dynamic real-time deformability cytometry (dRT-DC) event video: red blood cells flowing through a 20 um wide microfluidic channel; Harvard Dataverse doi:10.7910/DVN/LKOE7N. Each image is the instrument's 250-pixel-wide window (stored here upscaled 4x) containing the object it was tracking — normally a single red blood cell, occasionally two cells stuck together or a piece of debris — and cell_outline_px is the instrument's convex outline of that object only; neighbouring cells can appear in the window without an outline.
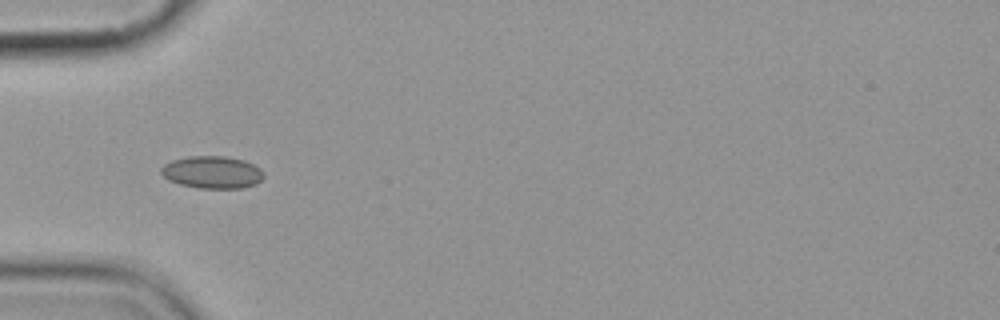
{"species": "common noctule bat (a hibernating species)", "species_latin": "Nyctalus noctula", "temperature_condition": "cold", "stored_images_in_passage": 15, "camera_frame_rate_fps": 3000, "um_per_image_px": 0.085, "animal": {"sex": "female", "body_mass_g": 19.9}, "frame": {"image": 1, "passage_image": 5, "time_ms": 5.667, "image_size_px": [1000, 320], "cell_outline_px": [[264, 176], [256, 184], [240, 188], [200, 188], [180, 184], [168, 180], [160, 172], [160, 168], [164, 164], [172, 160], [188, 156], [224, 156], [244, 160], [260, 168], [264, 172]], "centroid_in_image_um": [18.03, 14.63], "position_along_channel_um": 67.0, "area_um2": 19.36}}
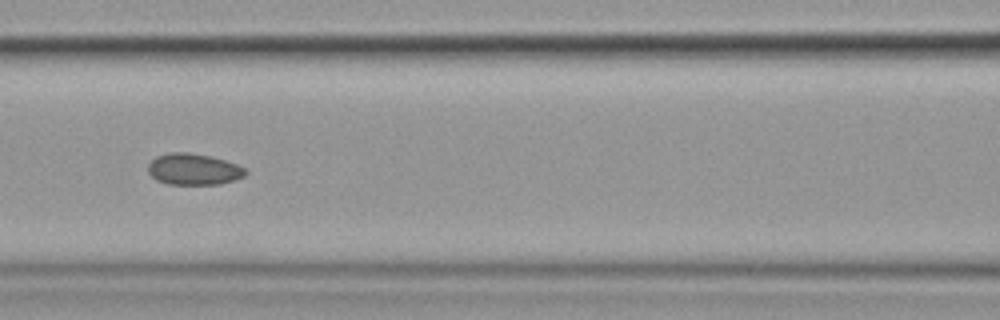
{"frame": {"image": 2, "passage_image": 7, "time_ms": 8.0, "image_size_px": [1000, 320], "cell_outline_px": [[248, 172], [244, 176], [220, 184], [168, 184], [156, 180], [148, 172], [148, 164], [156, 156], [168, 152], [188, 152], [212, 156], [236, 164], [244, 168]], "centroid_in_image_um": [16.43, 14.37], "position_along_channel_um": 150.2, "area_um2": 17.8}}
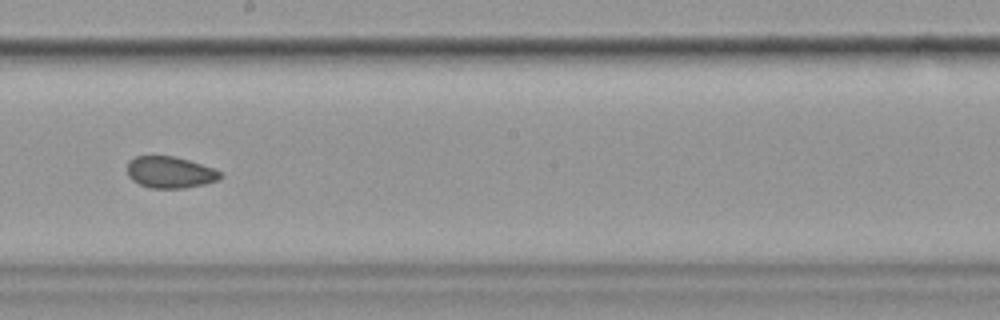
{"frame": {"image": 3, "passage_image": 9, "time_ms": 10.333, "image_size_px": [1000, 320], "cell_outline_px": [[224, 176], [216, 180], [204, 184], [184, 188], [152, 188], [140, 184], [132, 180], [128, 176], [128, 160], [136, 156], [172, 156], [188, 160], [212, 168], [220, 172]], "centroid_in_image_um": [14.43, 14.64], "position_along_channel_um": 233.8, "area_um2": 16.94}, "authors_computed_cell_mechanics": {"area_um2": 18.2648, "velocity_mm_per_s": 3.5985, "shape_relaxation_time_tau1_ms": null, "shape_relaxation_time_tau2_ms": 1.6684, "deformation_change_tau1": null, "deformation_change_tau2": 0.0358}}